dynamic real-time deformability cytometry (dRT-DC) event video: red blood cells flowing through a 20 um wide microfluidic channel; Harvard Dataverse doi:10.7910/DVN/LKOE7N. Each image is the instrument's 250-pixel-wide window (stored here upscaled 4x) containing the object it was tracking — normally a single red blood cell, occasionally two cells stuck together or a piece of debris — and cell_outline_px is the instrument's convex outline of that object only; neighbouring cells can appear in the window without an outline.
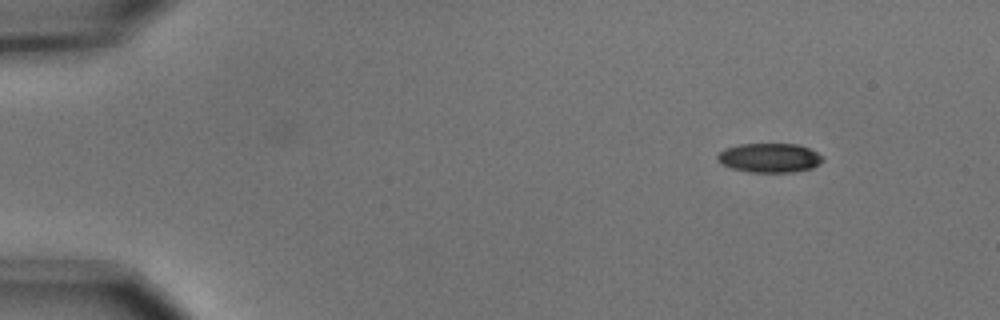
{"species": "common noctule bat (a hibernating species)", "species_latin": "Nyctalus noctula", "temperature_condition": "cold", "stored_images_in_passage": 4, "camera_frame_rate_fps": 3000, "um_per_image_px": 0.085, "animal": {"sex": "male", "body_mass_g": 15.6}, "frame": {"image": 1, "passage_image": 1, "time_ms": 0.0, "image_size_px": [1000, 320], "cell_outline_px": [[824, 160], [820, 164], [812, 168], [792, 172], [748, 172], [732, 168], [716, 160], [716, 156], [724, 148], [740, 144], [796, 144], [808, 148], [824, 156]], "centroid_in_image_um": [65.42, 13.41], "position_along_channel_um": 19.6, "area_um2": 17.98}}
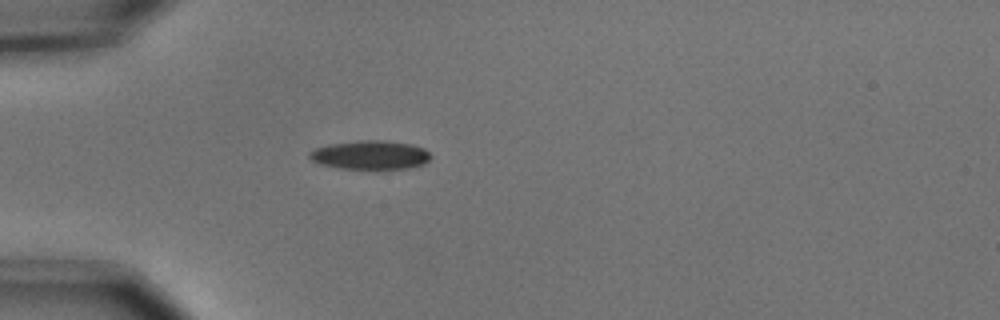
{"frame": {"image": 2, "passage_image": 4, "time_ms": 1.0, "image_size_px": [1000, 320], "cell_outline_px": [[432, 156], [424, 164], [408, 168], [340, 168], [320, 164], [312, 160], [308, 156], [308, 152], [316, 148], [328, 144], [360, 140], [384, 140], [412, 144], [424, 148]], "centroid_in_image_um": [31.47, 13.15], "position_along_channel_um": 53.5, "area_um2": 20.29}}